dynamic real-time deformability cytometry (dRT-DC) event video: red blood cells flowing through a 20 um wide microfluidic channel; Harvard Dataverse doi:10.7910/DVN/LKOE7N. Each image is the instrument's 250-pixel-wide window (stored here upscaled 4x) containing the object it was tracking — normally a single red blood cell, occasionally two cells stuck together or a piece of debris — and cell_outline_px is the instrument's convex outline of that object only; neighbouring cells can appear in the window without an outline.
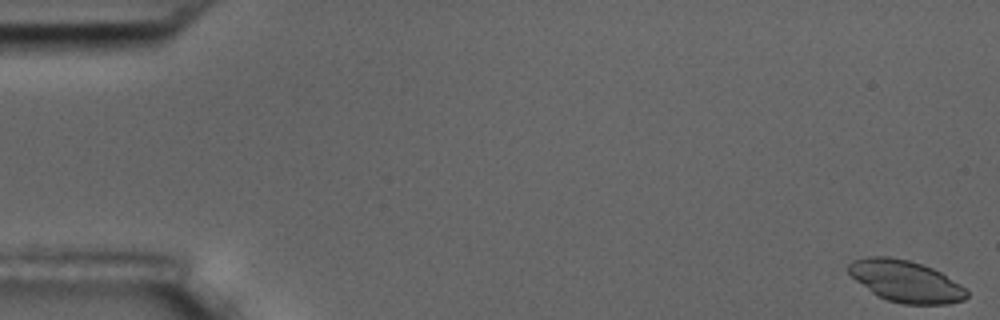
{"species": "common noctule bat (a hibernating species)", "species_latin": "Nyctalus noctula", "temperature_condition": "room temperature", "stored_images_in_passage": 6, "camera_frame_rate_fps": 3000, "um_per_image_px": 0.085, "animal": {"sex": "male", "body_mass_g": 17.5, "forearm_length_mm": 52.3}, "frame": {"image": 1, "passage_image": 1, "time_ms": 0.0, "image_size_px": [1000, 320], "cell_outline_px": [[968, 296], [964, 300], [948, 304], [904, 304], [888, 300], [872, 292], [856, 280], [848, 272], [848, 264], [852, 260], [868, 256], [888, 256], [908, 260], [932, 268], [940, 272], [960, 284], [968, 292]], "centroid_in_image_um": [76.98, 23.9], "position_along_channel_um": 8.0, "area_um2": 28.44}}
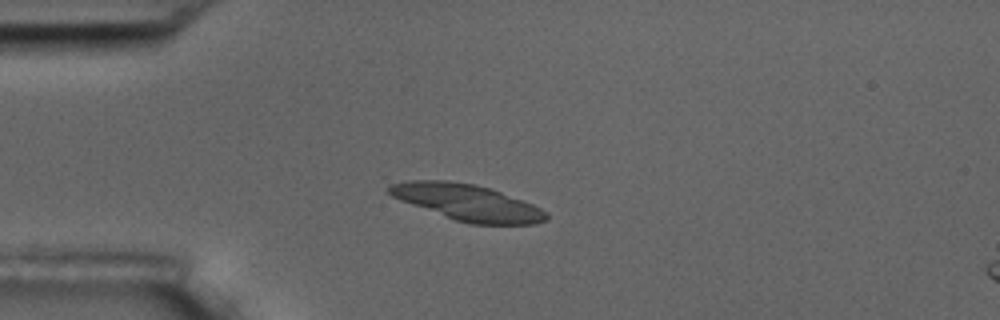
{"frame": {"image": 2, "passage_image": 5, "time_ms": 4.667, "image_size_px": [1000, 320], "cell_outline_px": [[548, 220], [536, 224], [468, 224], [456, 220], [400, 200], [392, 196], [388, 192], [388, 184], [408, 180], [444, 180], [472, 184], [488, 188], [500, 192], [532, 204], [548, 212]], "centroid_in_image_um": [39.72, 17.21], "position_along_channel_um": 45.3, "area_um2": 32.83}}